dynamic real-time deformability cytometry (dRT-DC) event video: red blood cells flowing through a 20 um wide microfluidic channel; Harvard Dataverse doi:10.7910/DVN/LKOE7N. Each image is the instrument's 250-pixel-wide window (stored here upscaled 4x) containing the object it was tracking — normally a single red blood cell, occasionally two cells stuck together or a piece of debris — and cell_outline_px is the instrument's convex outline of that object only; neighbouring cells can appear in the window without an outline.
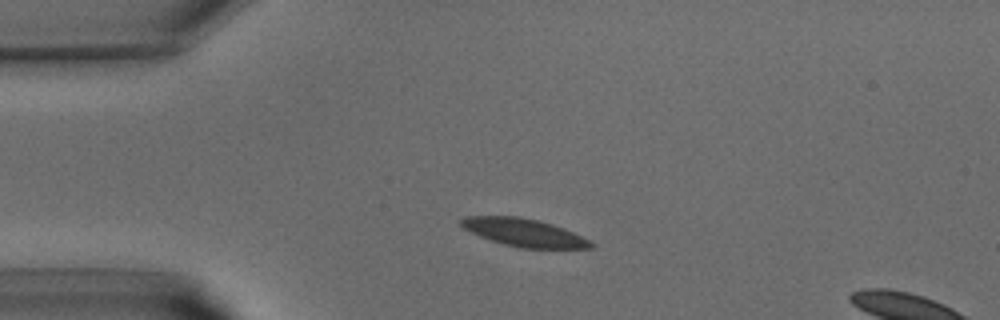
{"species": "common noctule bat (a hibernating species)", "species_latin": "Nyctalus noctula", "temperature_condition": "warm", "stored_images_in_passage": 9, "camera_frame_rate_fps": 3000, "um_per_image_px": 0.085, "animal": {"sex": "male", "body_mass_g": 15.6}, "frame": {"image": 1, "passage_image": 6, "time_ms": 1.667, "image_size_px": [1000, 320], "cell_outline_px": [[596, 244], [592, 248], [520, 248], [504, 244], [480, 236], [464, 228], [460, 224], [460, 220], [468, 216], [516, 216], [536, 220], [552, 224], [564, 228]], "centroid_in_image_um": [44.55, 19.77], "position_along_channel_um": 40.5, "area_um2": 20.69}}